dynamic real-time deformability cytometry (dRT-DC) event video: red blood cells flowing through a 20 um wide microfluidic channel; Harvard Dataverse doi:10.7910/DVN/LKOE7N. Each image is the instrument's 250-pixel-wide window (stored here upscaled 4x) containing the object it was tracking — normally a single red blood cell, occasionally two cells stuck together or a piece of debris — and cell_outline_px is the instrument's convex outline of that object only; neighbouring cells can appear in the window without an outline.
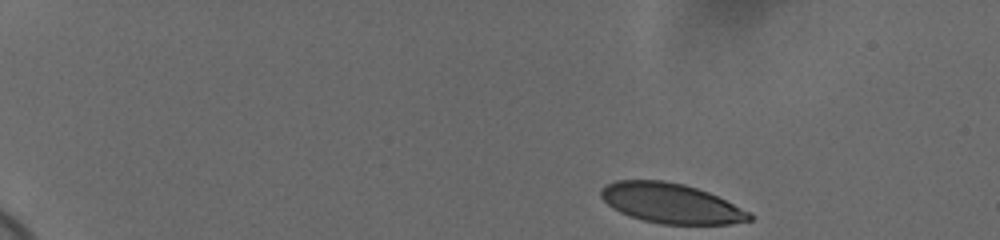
{"species": "human", "species_latin": "Homo sapiens", "temperature_condition": "cold", "stored_images_in_passage": 50, "camera_frame_rate_fps": 3000, "um_per_image_px": 0.085, "donor": {"sex": "female"}, "frame": {"image": 1, "passage_image": 1, "time_ms": 0.0, "image_size_px": [1000, 240], "cell_outline_px": [[756, 216], [752, 220], [732, 224], [660, 224], [628, 216], [612, 208], [600, 196], [600, 188], [616, 180], [664, 180], [684, 184], [708, 192]], "centroid_in_image_um": [57.01, 17.28], "position_along_channel_um": 28.0, "area_um2": 34.45}}
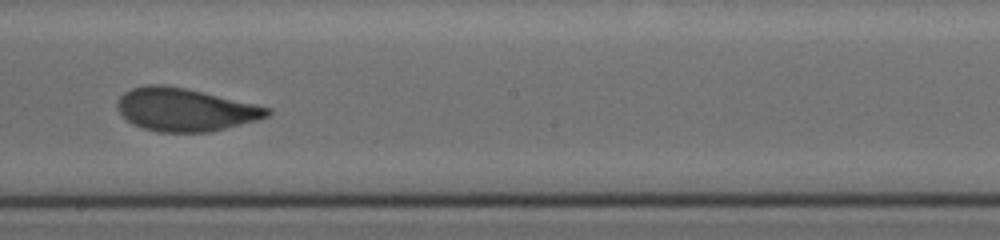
{"frame": {"image": 2, "passage_image": 28, "time_ms": 9.0, "image_size_px": [1000, 240], "cell_outline_px": [[272, 112], [268, 116], [256, 120], [212, 132], [156, 132], [132, 124], [116, 108], [116, 104], [120, 96], [124, 92], [132, 88], [144, 84], [164, 84], [184, 88], [256, 104], [272, 108]], "centroid_in_image_um": [15.72, 9.32], "position_along_channel_um": 232.5, "area_um2": 37.57}}
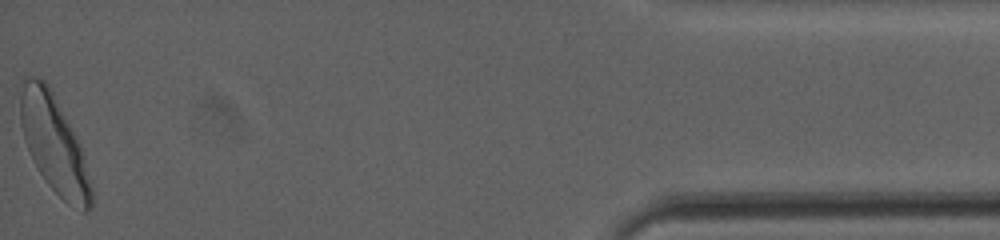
{"frame": {"image": 3, "passage_image": 50, "time_ms": 16.333, "image_size_px": [1000, 240], "cell_outline_px": [[92, 208], [84, 212], [68, 204], [48, 184], [40, 172], [24, 140], [20, 124], [20, 96], [24, 76], [40, 76], [48, 84], [76, 136], [80, 144], [92, 188]], "centroid_in_image_um": [4.59, 12.22], "position_along_channel_um": 430.6, "area_um2": 39.77}, "authors_computed_cell_mechanics": {"area_um2": 37.2232, "velocity_mm_per_s": 3.6431, "shape_relaxation_time_tau1_ms": 4.7436, "shape_relaxation_time_tau2_ms": null, "deformation_change_tau1": 0.1476, "deformation_change_tau2": null}}